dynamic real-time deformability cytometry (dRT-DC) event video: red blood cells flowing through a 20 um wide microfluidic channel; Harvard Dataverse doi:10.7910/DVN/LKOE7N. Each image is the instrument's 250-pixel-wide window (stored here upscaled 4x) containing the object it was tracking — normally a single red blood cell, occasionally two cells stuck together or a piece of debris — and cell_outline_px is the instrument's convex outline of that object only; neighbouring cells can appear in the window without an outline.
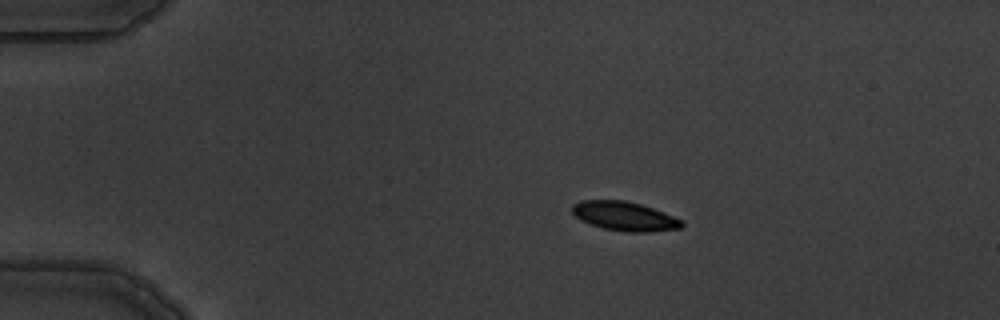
{"species": "common noctule bat (a hibernating species)", "species_latin": "Nyctalus noctula", "temperature_condition": "warm", "stored_images_in_passage": 6, "camera_frame_rate_fps": 3000, "um_per_image_px": 0.085, "animal": {"sex": "male", "body_mass_g": 19.5, "forearm_length_mm": 54.6}, "frame": {"image": 1, "passage_image": 3, "time_ms": 2.333, "image_size_px": [1000, 320], "cell_outline_px": [[684, 224], [680, 228], [652, 232], [624, 232], [604, 228], [580, 220], [572, 212], [572, 204], [580, 200], [624, 200], [640, 204], [664, 212], [684, 220]], "centroid_in_image_um": [53.11, 18.38], "position_along_channel_um": 31.9, "area_um2": 18.67}}
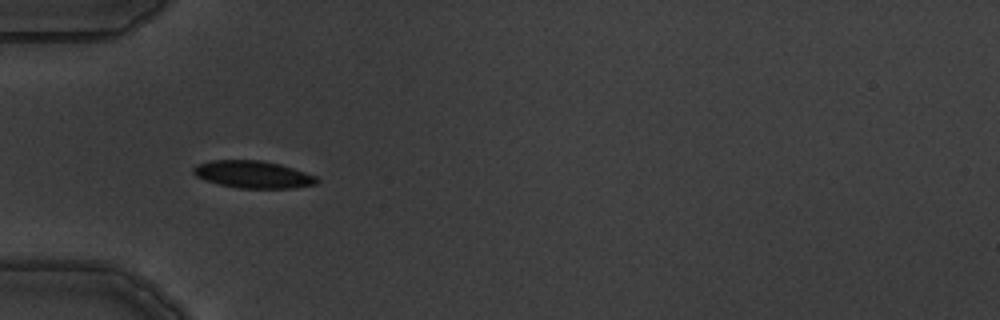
{"frame": {"image": 2, "passage_image": 5, "time_ms": 4.667, "image_size_px": [1000, 320], "cell_outline_px": [[320, 180], [316, 184], [292, 188], [240, 188], [220, 184], [204, 180], [196, 176], [192, 172], [192, 168], [196, 164], [212, 160], [260, 160], [280, 164], [316, 176]], "centroid_in_image_um": [21.48, 14.82], "position_along_channel_um": 63.5, "area_um2": 19.59}}